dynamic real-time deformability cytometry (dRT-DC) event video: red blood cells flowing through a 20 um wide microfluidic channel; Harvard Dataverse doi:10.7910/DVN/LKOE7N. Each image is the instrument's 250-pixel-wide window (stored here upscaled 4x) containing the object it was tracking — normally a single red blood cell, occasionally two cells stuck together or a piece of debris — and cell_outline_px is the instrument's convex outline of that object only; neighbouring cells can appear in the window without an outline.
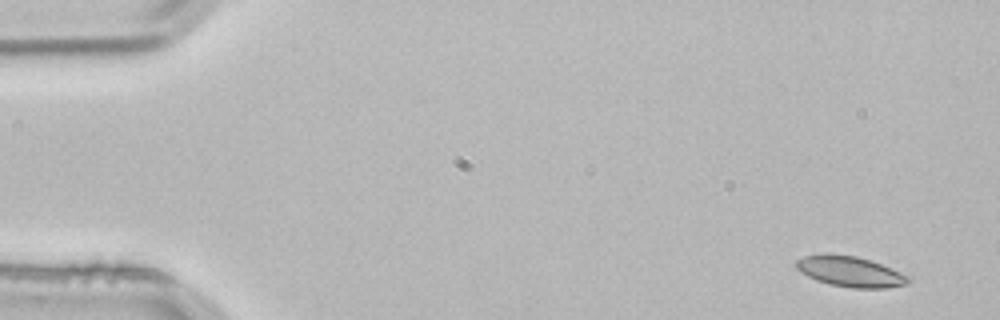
{"species": "common noctule bat (a hibernating species)", "species_latin": "Nyctalus noctula", "temperature_condition": "room temperature", "stored_images_in_passage": 4, "camera_frame_rate_fps": 3000, "um_per_image_px": 0.085, "animal": {"sex": "male", "body_mass_g": 21.5, "forearm_length_mm": 52.0}, "frame": {"image": 1, "passage_image": 1, "time_ms": 0.0, "image_size_px": [1000, 320], "cell_outline_px": [[912, 280], [908, 284], [884, 288], [852, 288], [832, 284], [816, 280], [800, 272], [796, 268], [796, 260], [804, 256], [820, 252], [832, 252], [856, 256], [880, 264], [912, 276]], "centroid_in_image_um": [72.26, 23.06], "position_along_channel_um": 12.7, "area_um2": 20.29}}
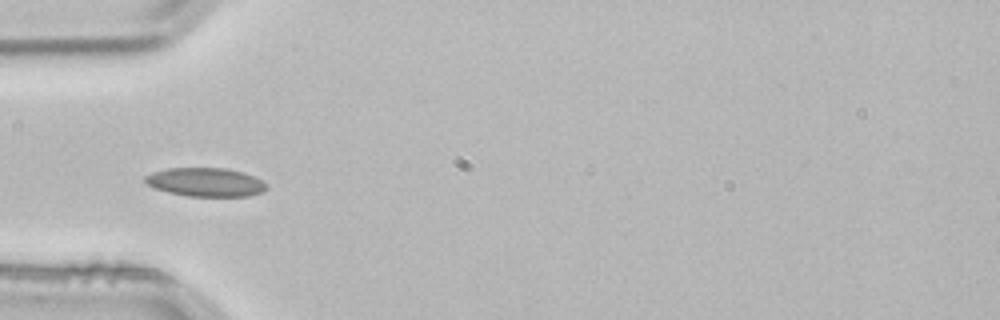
{"frame": {"image": 2, "passage_image": 4, "time_ms": 1.0, "image_size_px": [1000, 320], "cell_outline_px": [[268, 188], [264, 192], [248, 196], [188, 196], [168, 192], [156, 188], [148, 184], [144, 180], [144, 176], [152, 172], [168, 168], [224, 168], [240, 172], [252, 176], [268, 184]], "centroid_in_image_um": [17.48, 15.49], "position_along_channel_um": 67.5, "area_um2": 20.17}}